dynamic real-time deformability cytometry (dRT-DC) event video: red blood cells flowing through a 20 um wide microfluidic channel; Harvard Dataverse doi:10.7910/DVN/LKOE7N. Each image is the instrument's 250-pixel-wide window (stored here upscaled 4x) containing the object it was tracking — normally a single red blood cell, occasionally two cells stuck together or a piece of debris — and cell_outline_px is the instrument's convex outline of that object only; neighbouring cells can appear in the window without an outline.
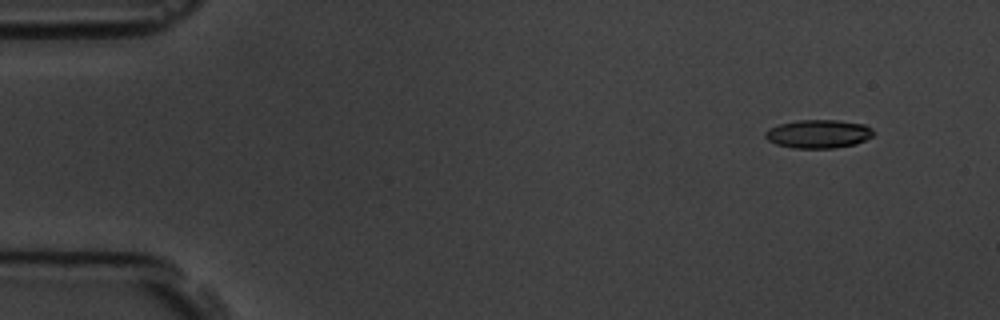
{"species": "common noctule bat (a hibernating species)", "species_latin": "Nyctalus noctula", "temperature_condition": "room temperature", "stored_images_in_passage": 6, "camera_frame_rate_fps": 3000, "um_per_image_px": 0.085, "animal": {"sex": "male", "body_mass_g": 19.5, "forearm_length_mm": 54.6}, "frame": {"image": 1, "passage_image": 2, "time_ms": 1.333, "image_size_px": [1000, 320], "cell_outline_px": [[876, 132], [872, 136], [856, 144], [832, 148], [792, 148], [776, 144], [768, 140], [764, 136], [764, 132], [768, 128], [780, 124], [800, 120], [840, 120], [864, 124], [872, 128]], "centroid_in_image_um": [69.57, 11.38], "position_along_channel_um": 15.4, "area_um2": 18.03}}
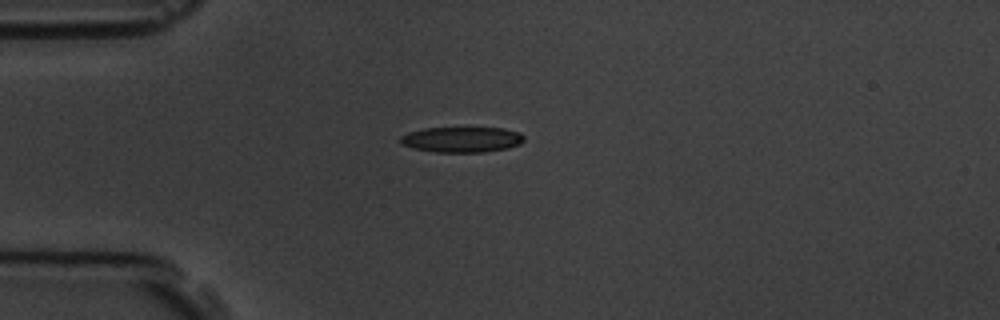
{"frame": {"image": 2, "passage_image": 5, "time_ms": 4.667, "image_size_px": [1000, 320], "cell_outline_px": [[524, 140], [520, 144], [508, 148], [484, 152], [436, 152], [412, 148], [400, 144], [400, 136], [408, 132], [424, 128], [504, 128], [520, 132], [524, 136]], "centroid_in_image_um": [39.25, 11.86], "position_along_channel_um": 45.8, "area_um2": 18.5}}